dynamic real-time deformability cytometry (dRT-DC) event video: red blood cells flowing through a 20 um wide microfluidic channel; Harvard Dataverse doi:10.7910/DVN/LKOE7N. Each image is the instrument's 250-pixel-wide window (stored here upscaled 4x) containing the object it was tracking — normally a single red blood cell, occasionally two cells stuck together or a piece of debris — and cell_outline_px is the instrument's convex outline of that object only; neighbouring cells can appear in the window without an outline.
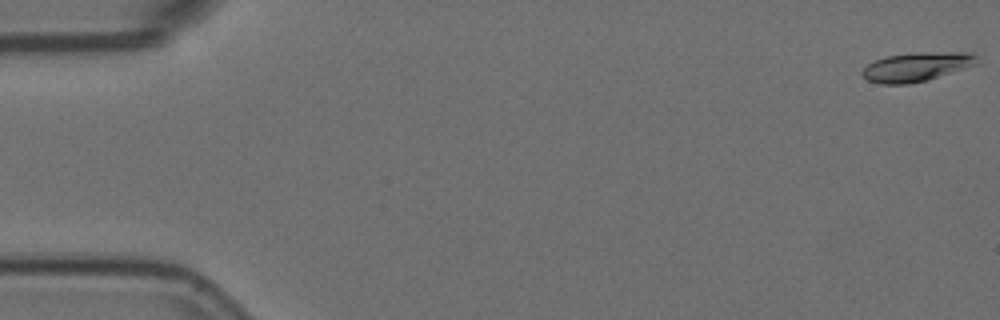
{"species": "Egyptian fruit bat (a non-hibernating species)", "species_latin": "Rousettus aegyptiacus", "temperature_condition": "room temperature", "stored_images_in_passage": 9, "camera_frame_rate_fps": 3000, "um_per_image_px": 0.085, "animal": {"sex": "female"}, "frame": {"image": 1, "passage_image": 1, "time_ms": 0.0, "image_size_px": [1000, 320], "cell_outline_px": [[976, 64], [928, 80], [908, 84], [880, 84], [868, 80], [860, 72], [868, 64], [884, 56], [912, 52], [972, 52], [976, 56]], "centroid_in_image_um": [77.88, 5.67], "position_along_channel_um": 7.1, "area_um2": 19.42}}
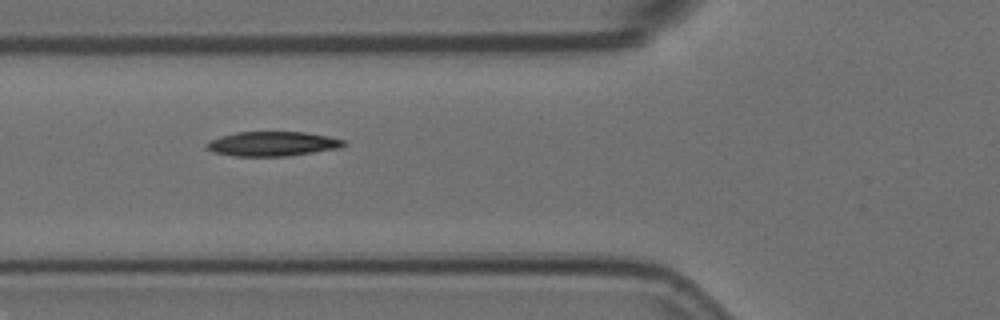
{"frame": {"image": 2, "passage_image": 7, "time_ms": 2.0, "image_size_px": [1000, 320], "cell_outline_px": [[344, 144], [340, 148], [284, 156], [236, 156], [216, 152], [208, 148], [204, 144], [212, 140], [236, 132], [304, 132], [328, 136], [344, 140]], "centroid_in_image_um": [23.18, 12.22], "position_along_channel_um": 102.6, "area_um2": 19.13}}
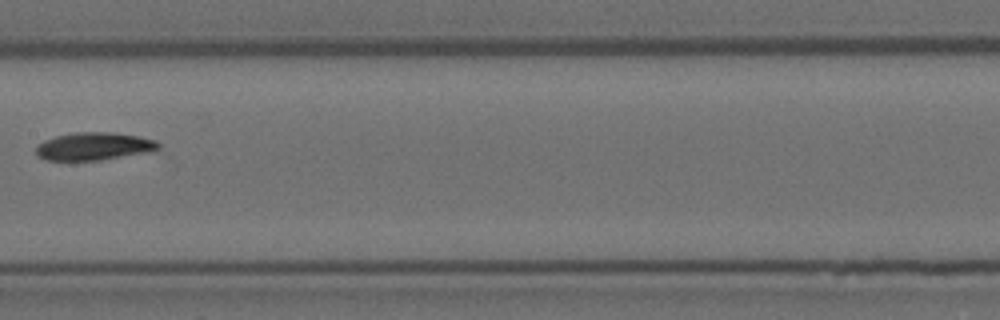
{"frame": {"image": 3, "passage_image": 9, "time_ms": 2.667, "image_size_px": [1000, 320], "cell_outline_px": [[160, 148], [148, 152], [100, 160], [48, 160], [36, 156], [36, 148], [44, 140], [56, 136], [76, 132], [108, 132], [140, 136], [156, 140], [160, 144]], "centroid_in_image_um": [8.0, 12.43], "position_along_channel_um": 199.4, "area_um2": 19.71}}